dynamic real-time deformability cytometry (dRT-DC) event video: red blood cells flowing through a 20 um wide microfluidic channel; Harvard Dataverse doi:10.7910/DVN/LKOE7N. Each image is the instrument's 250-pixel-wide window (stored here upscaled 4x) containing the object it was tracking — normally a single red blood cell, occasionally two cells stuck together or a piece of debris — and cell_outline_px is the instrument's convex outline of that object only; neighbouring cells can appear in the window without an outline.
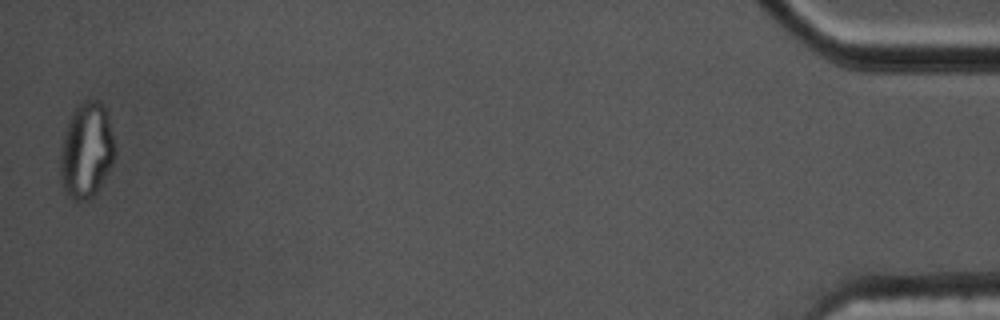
{"species": "common noctule bat (a hibernating species)", "species_latin": "Nyctalus noctula", "temperature_condition": "cold", "stored_images_in_passage": 46, "segment_of_instrument_passage": [2, 2], "camera_frame_rate_fps": 3000, "um_per_image_px": 0.085, "animal": {"sex": "male", "body_mass_g": 17.5, "forearm_length_mm": 52.3}, "frame": {"image": 1, "passage_image": 45, "time_ms": 14.667, "image_size_px": [1000, 320], "cell_outline_px": [[116, 152], [112, 164], [96, 192], [88, 200], [76, 200], [64, 188], [60, 176], [60, 156], [64, 136], [72, 112], [84, 100], [100, 100], [104, 104], [108, 116], [116, 148]], "centroid_in_image_um": [7.38, 12.75], "position_along_channel_um": 427.8, "area_um2": 30.0}}